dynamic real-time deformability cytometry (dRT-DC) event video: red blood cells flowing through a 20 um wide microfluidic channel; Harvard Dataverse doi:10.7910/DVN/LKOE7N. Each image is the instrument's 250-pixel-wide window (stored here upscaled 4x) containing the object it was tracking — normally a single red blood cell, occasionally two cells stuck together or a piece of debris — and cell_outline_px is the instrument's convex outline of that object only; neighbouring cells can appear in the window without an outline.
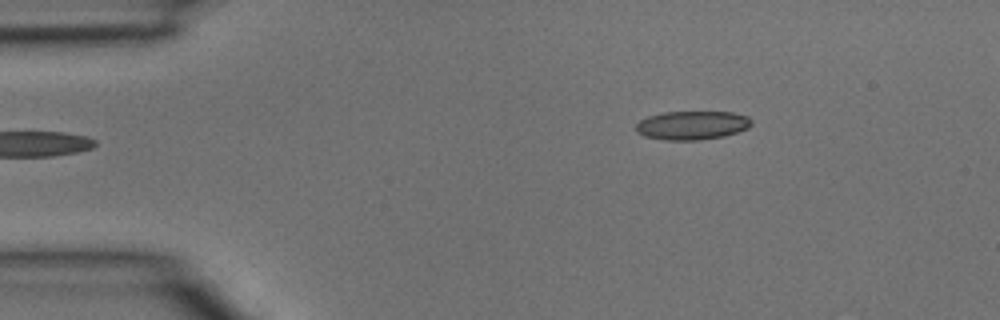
{"species": "common noctule bat (a hibernating species)", "species_latin": "Nyctalus noctula", "temperature_condition": "room temperature", "stored_images_in_passage": 33, "camera_frame_rate_fps": 3000, "um_per_image_px": 0.085, "animal": {"sex": "male", "body_mass_g": 15.6}, "frame": {"image": 1, "passage_image": 1, "time_ms": 0.0, "image_size_px": [1000, 320], "cell_outline_px": [[752, 124], [748, 128], [724, 136], [700, 140], [664, 140], [644, 136], [636, 132], [636, 124], [640, 120], [648, 116], [664, 112], [732, 112], [748, 116], [752, 120]], "centroid_in_image_um": [58.82, 10.65], "position_along_channel_um": 26.2, "area_um2": 19.42}}
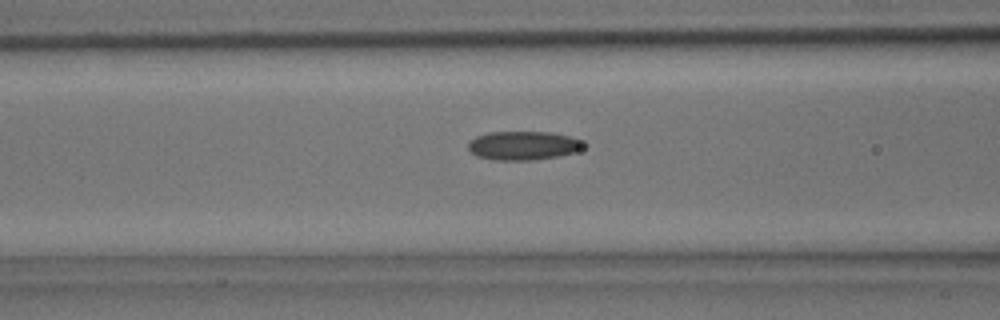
{"frame": {"image": 2, "passage_image": 10, "time_ms": 3.0, "image_size_px": [1000, 320], "cell_outline_px": [[588, 144], [584, 148], [576, 152], [560, 156], [532, 160], [496, 160], [476, 156], [468, 148], [468, 144], [476, 136], [488, 132], [552, 132], [568, 136], [580, 140]], "centroid_in_image_um": [44.52, 12.37], "position_along_channel_um": 122.1, "area_um2": 19.48}}
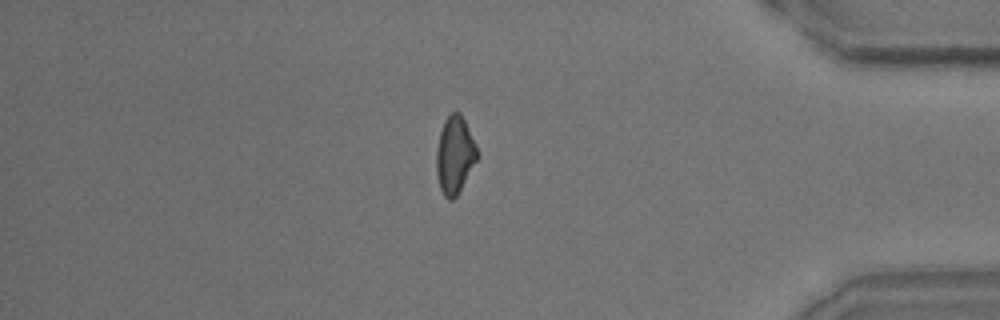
{"frame": {"image": 3, "passage_image": 28, "time_ms": 9.0, "image_size_px": [1000, 320], "cell_outline_px": [[480, 156], [456, 196], [452, 200], [448, 200], [444, 196], [440, 188], [436, 172], [436, 152], [440, 132], [444, 120], [452, 112], [460, 112], [476, 144]], "centroid_in_image_um": [38.66, 13.18], "position_along_channel_um": 396.5, "area_um2": 18.44}}